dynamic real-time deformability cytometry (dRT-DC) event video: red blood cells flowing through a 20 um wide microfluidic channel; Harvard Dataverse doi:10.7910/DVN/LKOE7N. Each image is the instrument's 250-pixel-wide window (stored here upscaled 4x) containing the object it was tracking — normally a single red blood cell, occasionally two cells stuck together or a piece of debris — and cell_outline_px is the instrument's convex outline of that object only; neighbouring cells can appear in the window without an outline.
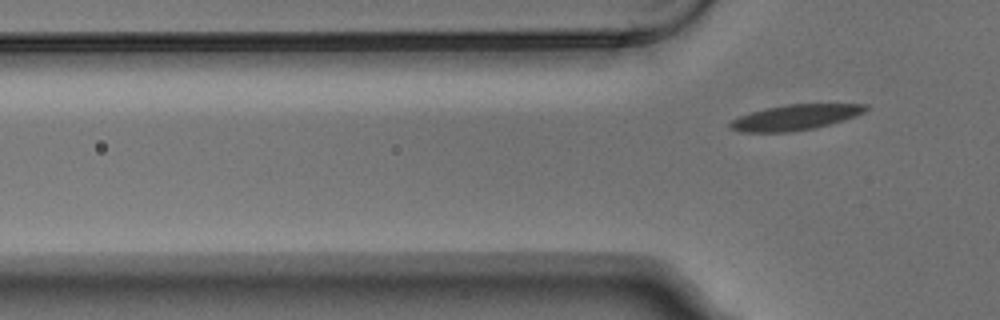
{"species": "Egyptian fruit bat (a non-hibernating species)", "species_latin": "Rousettus aegyptiacus", "temperature_condition": "warm", "stored_images_in_passage": 6, "camera_frame_rate_fps": 3000, "um_per_image_px": 0.085, "animal": {"sex": "male"}, "frame": {"image": 1, "passage_image": 6, "time_ms": 1.667, "image_size_px": [1000, 320], "cell_outline_px": [[868, 108], [864, 112], [856, 116], [844, 120], [816, 128], [792, 132], [740, 132], [732, 128], [728, 124], [732, 120], [740, 116], [752, 112], [768, 108], [788, 104], [868, 104]], "centroid_in_image_um": [67.63, 9.98], "position_along_channel_um": 58.2, "area_um2": 20.0}}